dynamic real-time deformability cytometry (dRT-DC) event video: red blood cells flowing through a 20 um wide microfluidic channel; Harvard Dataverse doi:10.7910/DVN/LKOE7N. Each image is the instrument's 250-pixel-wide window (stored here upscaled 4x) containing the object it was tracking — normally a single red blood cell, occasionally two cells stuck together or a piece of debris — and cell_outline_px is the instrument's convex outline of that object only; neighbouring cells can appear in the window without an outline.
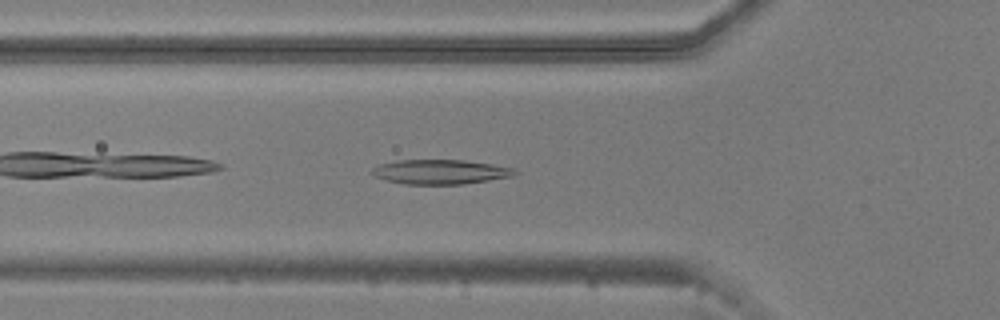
{"species": "common noctule bat (a hibernating species)", "species_latin": "Nyctalus noctula", "temperature_condition": "warm", "stored_images_in_passage": 40, "camera_frame_rate_fps": 3000, "um_per_image_px": 0.085, "animal": {"sex": "male", "body_mass_g": 20.5, "forearm_length_mm": 52.5}, "frame": {"image": 1, "passage_image": 4, "time_ms": 1.0, "image_size_px": [1000, 320], "cell_outline_px": [[516, 172], [512, 176], [464, 184], [404, 184], [388, 180], [376, 176], [368, 172], [372, 168], [380, 164], [400, 160], [464, 160], [492, 164], [512, 168]], "centroid_in_image_um": [37.39, 14.6], "position_along_channel_um": 88.4, "area_um2": 20.17}}
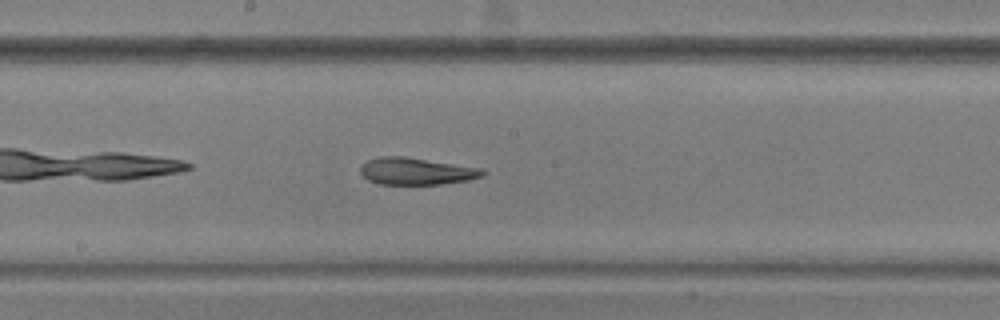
{"frame": {"image": 2, "passage_image": 14, "time_ms": 4.333, "image_size_px": [1000, 320], "cell_outline_px": [[484, 176], [468, 180], [440, 184], [380, 184], [368, 180], [360, 172], [360, 164], [368, 160], [384, 156], [404, 156], [484, 168]], "centroid_in_image_um": [35.39, 14.55], "position_along_channel_um": 212.8, "area_um2": 19.31}}
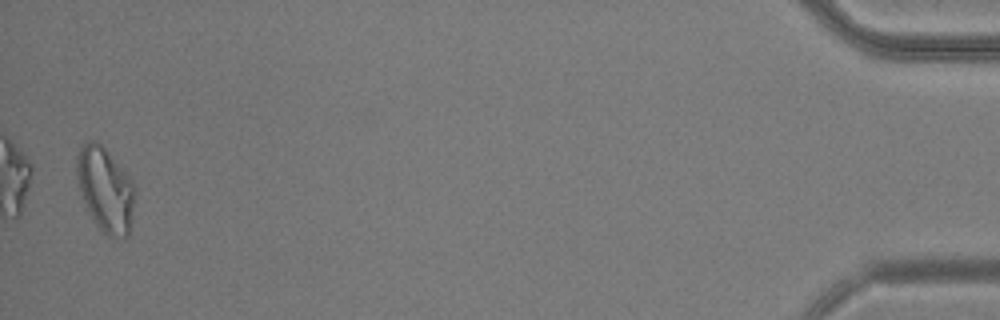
{"frame": {"image": 3, "passage_image": 39, "time_ms": 12.667, "image_size_px": [1000, 320], "cell_outline_px": [[132, 208], [128, 236], [120, 240], [116, 240], [108, 236], [96, 224], [80, 192], [76, 176], [76, 156], [80, 144], [88, 140], [96, 140], [104, 148], [132, 180]], "centroid_in_image_um": [8.9, 16.09], "position_along_channel_um": 426.3, "area_um2": 28.03}, "authors_computed_cell_mechanics": {"area_um2": 20.23, "velocity_mm_per_s": 3.7071, "shape_relaxation_time_tau1_ms": null, "shape_relaxation_time_tau2_ms": 6.168, "deformation_change_tau1": null, "deformation_change_tau2": 0.1521}}